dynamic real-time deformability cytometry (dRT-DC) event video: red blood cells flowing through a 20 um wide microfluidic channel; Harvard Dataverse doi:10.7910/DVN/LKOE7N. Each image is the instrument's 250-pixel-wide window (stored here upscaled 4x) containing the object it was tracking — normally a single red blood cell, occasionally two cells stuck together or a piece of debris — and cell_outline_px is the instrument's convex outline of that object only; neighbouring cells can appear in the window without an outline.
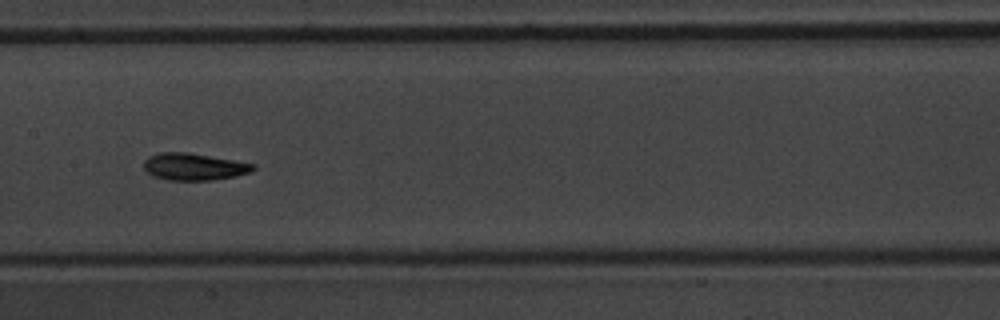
{"species": "common noctule bat (a hibernating species)", "species_latin": "Nyctalus noctula", "temperature_condition": "warm", "stored_images_in_passage": 11, "camera_frame_rate_fps": 3000, "um_per_image_px": 0.085, "animal": {"sex": "male", "body_mass_g": 20.1, "forearm_length_mm": 53.5}, "frame": {"image": 1, "passage_image": 10, "time_ms": 11.333, "image_size_px": [1000, 320], "cell_outline_px": [[256, 168], [252, 172], [236, 176], [212, 180], [168, 180], [152, 176], [144, 168], [144, 160], [148, 156], [160, 152], [188, 152], [256, 164]], "centroid_in_image_um": [16.5, 14.17], "position_along_channel_um": 190.9, "area_um2": 17.34}}
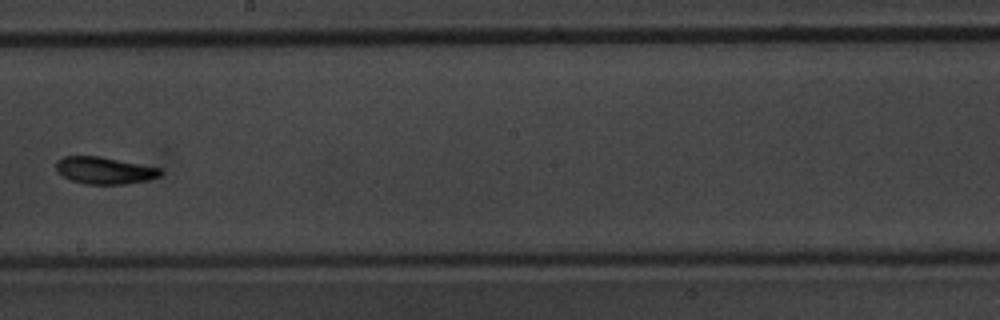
{"frame": {"image": 2, "passage_image": 11, "time_ms": 12.667, "image_size_px": [1000, 320], "cell_outline_px": [[164, 172], [160, 176], [148, 180], [124, 184], [84, 184], [68, 180], [56, 172], [56, 160], [64, 156], [100, 156], [160, 168]], "centroid_in_image_um": [8.84, 14.49], "position_along_channel_um": 239.4, "area_um2": 16.65}}